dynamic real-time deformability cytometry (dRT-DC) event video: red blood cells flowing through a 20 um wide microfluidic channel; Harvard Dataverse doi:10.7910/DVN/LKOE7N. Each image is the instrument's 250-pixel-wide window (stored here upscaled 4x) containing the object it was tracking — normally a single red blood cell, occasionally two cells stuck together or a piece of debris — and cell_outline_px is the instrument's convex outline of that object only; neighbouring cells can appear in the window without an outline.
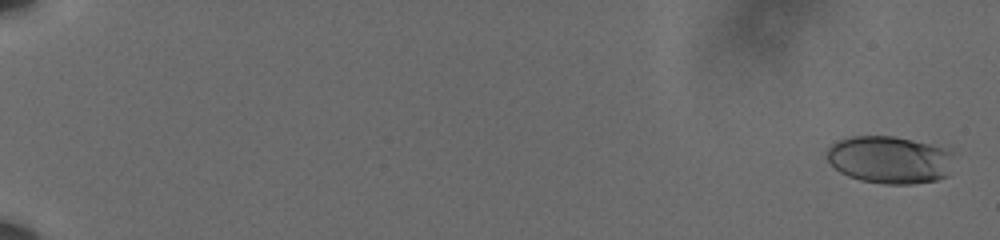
{"species": "human", "species_latin": "Homo sapiens", "temperature_condition": "cold", "stored_images_in_passage": 62, "camera_frame_rate_fps": 3000, "um_per_image_px": 0.085, "donor": {"sex": "male"}, "frame": {"image": 1, "passage_image": 3, "time_ms": 0.667, "image_size_px": [1000, 240], "cell_outline_px": [[952, 152], [948, 176], [936, 180], [912, 184], [884, 184], [860, 180], [848, 176], [840, 172], [828, 160], [828, 148], [832, 144], [840, 140], [852, 136], [892, 136], [912, 140], [944, 148]], "centroid_in_image_um": [75.61, 13.59], "position_along_channel_um": 9.4, "area_um2": 34.8}}
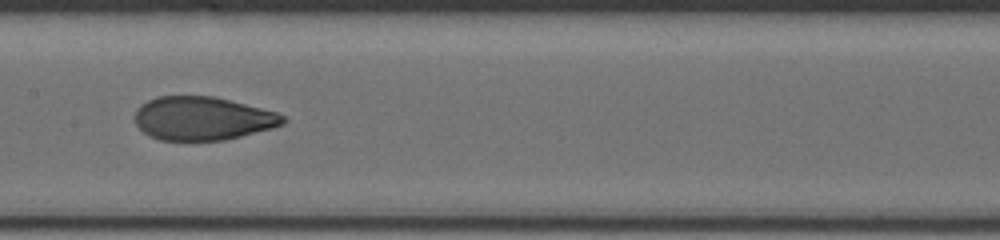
{"frame": {"image": 2, "passage_image": 36, "time_ms": 11.667, "image_size_px": [1000, 240], "cell_outline_px": [[288, 120], [284, 124], [272, 128], [224, 140], [160, 140], [148, 136], [136, 124], [136, 108], [140, 104], [156, 96], [212, 96], [276, 112], [284, 116]], "centroid_in_image_um": [17.2, 10.07], "position_along_channel_um": 190.2, "area_um2": 37.34}}
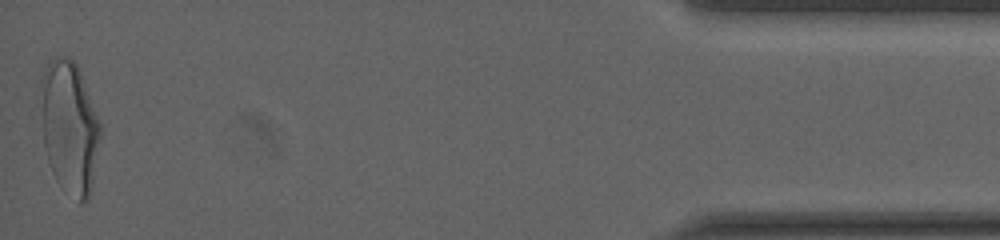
{"frame": {"image": 3, "passage_image": 62, "time_ms": 20.333, "image_size_px": [1000, 240], "cell_outline_px": [[100, 136], [92, 188], [88, 200], [80, 204], [56, 180], [52, 172], [44, 148], [40, 80], [44, 68], [48, 60], [56, 56], [68, 56], [76, 64], [80, 72], [100, 124]], "centroid_in_image_um": [5.89, 10.8], "position_along_channel_um": 429.3, "area_um2": 45.78}, "authors_computed_cell_mechanics": {"area_um2": 38.2058, "velocity_mm_per_s": 3.615, "shape_relaxation_time_tau1_ms": 4.8983, "shape_relaxation_time_tau2_ms": 0.8359, "deformation_change_tau1": 0.1769, "deformation_change_tau2": 0.0622}}